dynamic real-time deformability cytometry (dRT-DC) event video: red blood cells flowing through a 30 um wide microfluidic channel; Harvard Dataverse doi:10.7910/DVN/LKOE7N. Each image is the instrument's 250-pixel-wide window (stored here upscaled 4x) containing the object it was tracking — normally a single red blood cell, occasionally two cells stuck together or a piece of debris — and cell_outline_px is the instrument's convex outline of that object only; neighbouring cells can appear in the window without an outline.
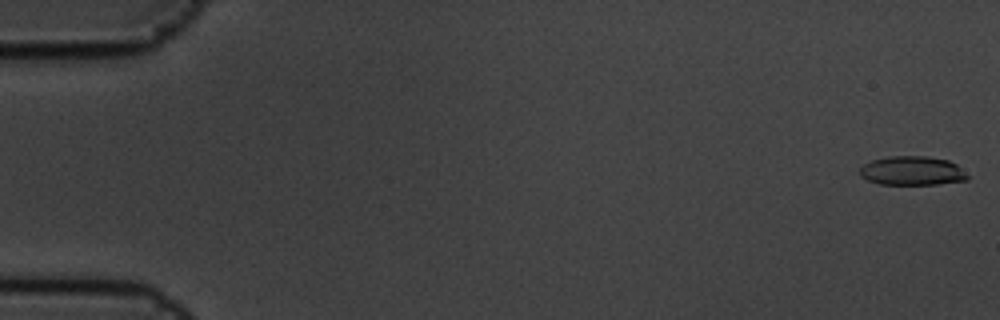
{"species": "common noctule bat (a hibernating species)", "species_latin": "Nyctalus noctula", "temperature_condition": "cold", "stored_images_in_passage": 7, "camera_frame_rate_fps": 3000, "um_per_image_px": 0.085, "animal": {"sex": "male", "body_mass_g": 19.5, "forearm_length_mm": 54.6}, "frame": {"image": 1, "passage_image": 1, "time_ms": 0.0, "image_size_px": [1000, 320], "cell_outline_px": [[968, 180], [936, 184], [880, 184], [868, 180], [860, 176], [860, 168], [864, 164], [872, 160], [888, 156], [928, 156], [948, 160], [956, 164], [968, 176]], "centroid_in_image_um": [77.52, 14.51], "position_along_channel_um": 7.5, "area_um2": 18.15}}
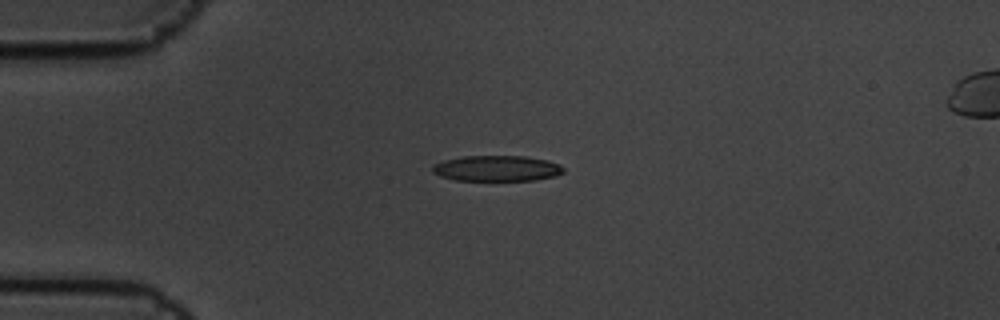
{"frame": {"image": 2, "passage_image": 5, "time_ms": 1.333, "image_size_px": [1000, 320], "cell_outline_px": [[564, 172], [556, 176], [536, 180], [456, 180], [440, 176], [432, 172], [432, 164], [444, 160], [460, 156], [524, 156], [548, 160], [560, 164], [564, 168]], "centroid_in_image_um": [42.23, 14.3], "position_along_channel_um": 42.8, "area_um2": 19.77}}